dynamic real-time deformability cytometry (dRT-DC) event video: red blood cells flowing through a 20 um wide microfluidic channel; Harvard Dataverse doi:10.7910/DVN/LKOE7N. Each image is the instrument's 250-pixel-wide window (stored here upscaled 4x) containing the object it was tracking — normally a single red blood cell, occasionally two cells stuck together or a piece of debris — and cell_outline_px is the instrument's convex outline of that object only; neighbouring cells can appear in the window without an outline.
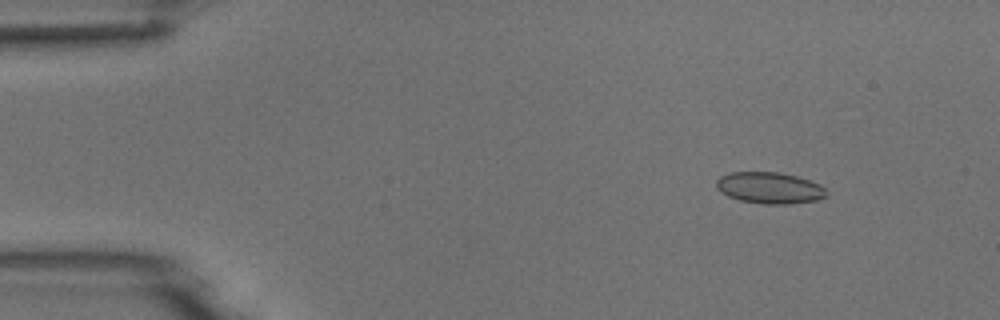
{"species": "common noctule bat (a hibernating species)", "species_latin": "Nyctalus noctula", "temperature_condition": "room temperature", "stored_images_in_passage": 4, "camera_frame_rate_fps": 3000, "um_per_image_px": 0.085, "animal": {"sex": "male", "body_mass_g": 18.8}, "frame": {"image": 1, "passage_image": 2, "time_ms": 1.333, "image_size_px": [1000, 320], "cell_outline_px": [[828, 192], [824, 196], [816, 200], [788, 204], [764, 204], [740, 200], [728, 196], [720, 192], [716, 188], [716, 180], [720, 176], [732, 172], [780, 172], [796, 176], [820, 184]], "centroid_in_image_um": [65.38, 15.96], "position_along_channel_um": 19.6, "area_um2": 20.11}}